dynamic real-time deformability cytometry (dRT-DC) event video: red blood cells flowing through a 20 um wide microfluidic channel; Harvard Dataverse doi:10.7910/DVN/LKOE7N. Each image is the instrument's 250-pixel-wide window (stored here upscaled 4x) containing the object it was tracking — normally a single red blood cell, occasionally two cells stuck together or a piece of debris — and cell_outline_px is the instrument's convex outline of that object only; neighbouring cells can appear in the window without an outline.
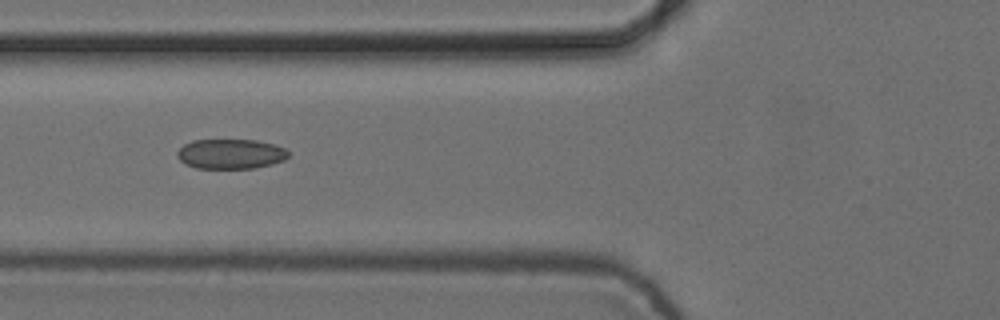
{"species": "common noctule bat (a hibernating species)", "species_latin": "Nyctalus noctula", "temperature_condition": "cold", "stored_images_in_passage": 2, "camera_frame_rate_fps": 3000, "um_per_image_px": 0.085, "animal": {"sex": "female", "body_mass_g": 24.6, "forearm_length_mm": 56.2}, "frame": {"image": 1, "passage_image": 2, "time_ms": 0.333, "image_size_px": [1000, 320], "cell_outline_px": [[288, 156], [284, 160], [272, 164], [256, 168], [196, 168], [180, 160], [176, 156], [176, 152], [184, 144], [192, 140], [256, 140], [276, 144], [284, 148], [288, 152]], "centroid_in_image_um": [19.61, 13.08], "position_along_channel_um": 106.2, "area_um2": 19.36}}